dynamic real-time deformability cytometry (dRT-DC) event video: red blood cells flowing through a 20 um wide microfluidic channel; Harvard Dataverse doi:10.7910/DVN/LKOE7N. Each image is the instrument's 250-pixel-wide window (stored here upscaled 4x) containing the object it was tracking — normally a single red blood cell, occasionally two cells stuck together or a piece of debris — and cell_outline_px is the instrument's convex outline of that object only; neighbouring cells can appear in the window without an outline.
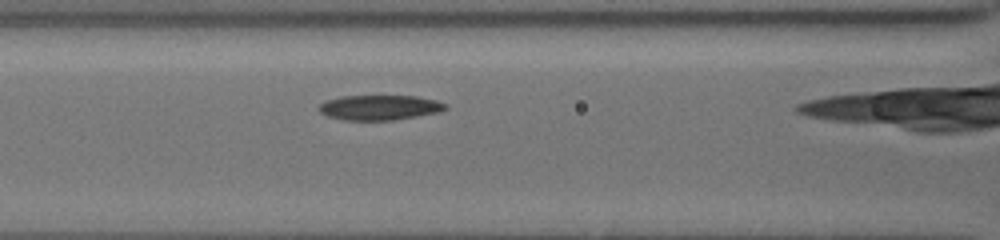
{"species": "common noctule bat (a hibernating species)", "species_latin": "Nyctalus noctula", "temperature_condition": "cold", "stored_images_in_passage": 25, "camera_frame_rate_fps": 3000, "um_per_image_px": 0.085, "animal": {"sex": "female", "body_mass_g": 19.5, "forearm_length_mm": 54.1}, "frame": {"image": 1, "passage_image": 5, "time_ms": 1.333, "image_size_px": [1000, 240], "cell_outline_px": [[448, 108], [440, 112], [392, 120], [344, 120], [328, 116], [320, 112], [316, 108], [324, 100], [340, 96], [416, 96], [436, 100], [448, 104]], "centroid_in_image_um": [32.25, 9.13], "position_along_channel_um": 134.4, "area_um2": 18.55}}
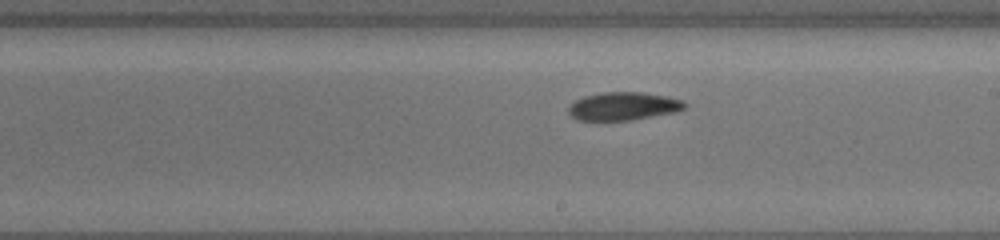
{"frame": {"image": 2, "passage_image": 13, "time_ms": 4.0, "image_size_px": [1000, 240], "cell_outline_px": [[688, 104], [684, 108], [672, 112], [628, 120], [576, 120], [568, 112], [568, 108], [576, 100], [584, 96], [604, 92], [640, 92], [664, 96], [680, 100]], "centroid_in_image_um": [52.93, 9.02], "position_along_channel_um": 236.1, "area_um2": 18.55}}
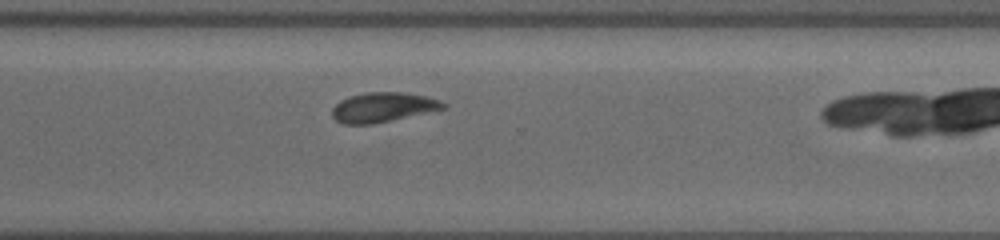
{"frame": {"image": 3, "passage_image": 21, "time_ms": 6.667, "image_size_px": [1000, 240], "cell_outline_px": [[448, 108], [392, 120], [372, 124], [344, 124], [336, 120], [332, 116], [332, 108], [340, 100], [352, 96], [368, 92], [404, 92], [424, 96], [440, 100], [448, 104]], "centroid_in_image_um": [32.59, 9.12], "position_along_channel_um": 338.0, "area_um2": 19.19}}